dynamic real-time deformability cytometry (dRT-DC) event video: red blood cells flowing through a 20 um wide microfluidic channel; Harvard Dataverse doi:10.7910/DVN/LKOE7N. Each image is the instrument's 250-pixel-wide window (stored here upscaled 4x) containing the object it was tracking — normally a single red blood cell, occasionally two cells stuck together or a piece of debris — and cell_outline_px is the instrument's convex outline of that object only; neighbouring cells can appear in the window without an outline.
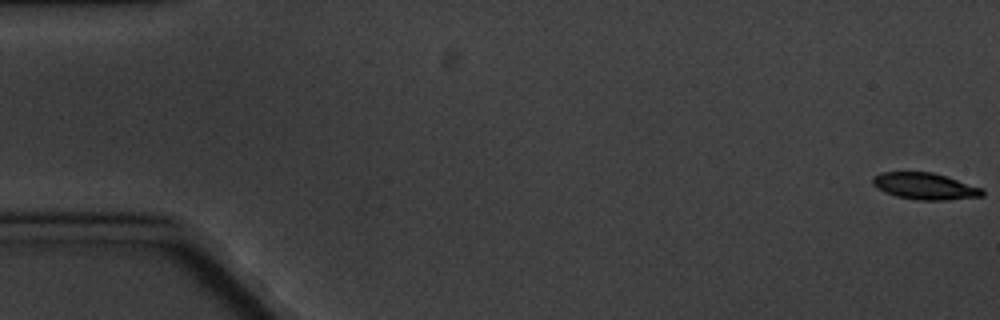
{"species": "common noctule bat (a hibernating species)", "species_latin": "Nyctalus noctula", "temperature_condition": "cold", "stored_images_in_passage": 7, "camera_frame_rate_fps": 3000, "um_per_image_px": 0.085, "animal": {"sex": "male", "body_mass_g": 20.1, "forearm_length_mm": 53.5}, "frame": {"image": 1, "passage_image": 1, "time_ms": 0.0, "image_size_px": [1000, 320], "cell_outline_px": [[984, 196], [944, 200], [916, 200], [896, 196], [884, 192], [876, 188], [872, 184], [872, 176], [880, 172], [932, 172], [948, 176], [984, 188]], "centroid_in_image_um": [78.62, 15.82], "position_along_channel_um": 6.4, "area_um2": 17.34}}
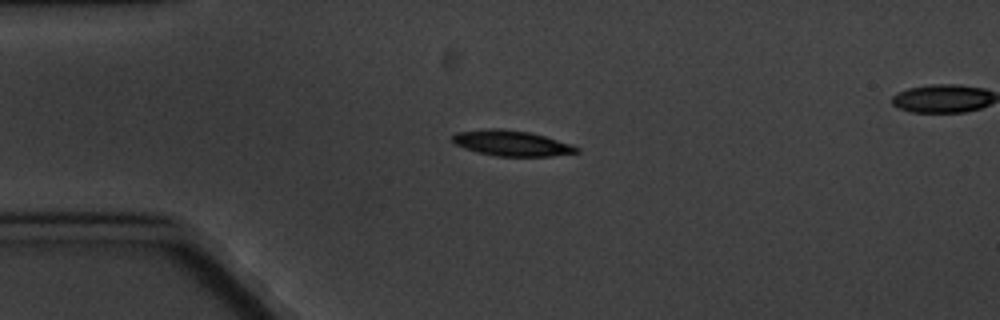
{"frame": {"image": 2, "passage_image": 5, "time_ms": 4.667, "image_size_px": [1000, 320], "cell_outline_px": [[580, 152], [552, 156], [496, 156], [476, 152], [464, 148], [456, 144], [452, 140], [452, 136], [456, 132], [488, 128], [500, 128], [528, 132], [544, 136], [572, 144], [580, 148]], "centroid_in_image_um": [43.49, 12.17], "position_along_channel_um": 41.5, "area_um2": 18.5}}